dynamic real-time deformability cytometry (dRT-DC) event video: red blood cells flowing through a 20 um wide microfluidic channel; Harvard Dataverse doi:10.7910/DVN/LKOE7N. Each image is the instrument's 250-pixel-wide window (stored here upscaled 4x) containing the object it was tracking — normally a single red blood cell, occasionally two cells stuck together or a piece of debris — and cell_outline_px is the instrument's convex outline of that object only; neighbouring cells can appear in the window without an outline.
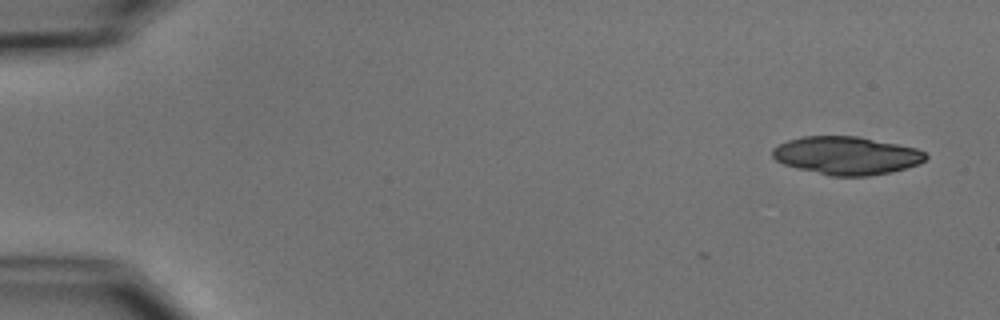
{"species": "common noctule bat (a hibernating species)", "species_latin": "Nyctalus noctula", "temperature_condition": "cold", "stored_images_in_passage": 5, "camera_frame_rate_fps": 3000, "um_per_image_px": 0.085, "animal": {"sex": "male", "body_mass_g": 15.6}, "frame": {"image": 1, "passage_image": 1, "time_ms": 0.0, "image_size_px": [1000, 320], "cell_outline_px": [[928, 156], [920, 164], [888, 172], [868, 176], [832, 176], [784, 164], [776, 160], [772, 156], [772, 148], [788, 140], [804, 136], [856, 136], [916, 148], [924, 152]], "centroid_in_image_um": [71.95, 13.21], "position_along_channel_um": 13.1, "area_um2": 33.52}}